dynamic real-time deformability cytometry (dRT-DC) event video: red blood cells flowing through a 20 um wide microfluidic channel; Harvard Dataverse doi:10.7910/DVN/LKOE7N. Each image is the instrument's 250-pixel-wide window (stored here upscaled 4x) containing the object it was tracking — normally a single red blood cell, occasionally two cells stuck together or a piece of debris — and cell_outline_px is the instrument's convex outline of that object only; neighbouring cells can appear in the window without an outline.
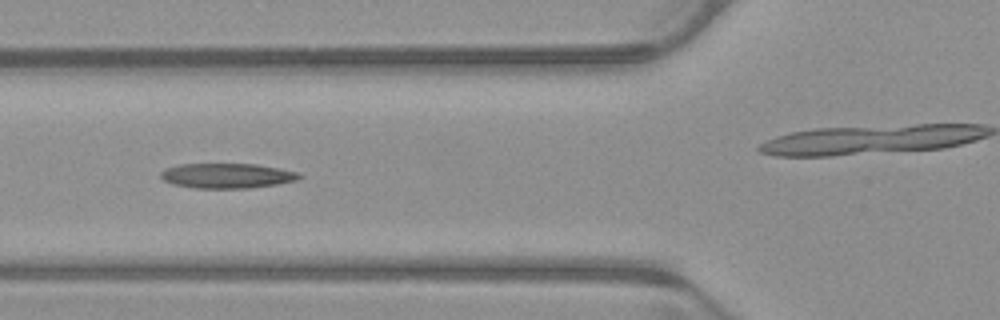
{"species": "common noctule bat (a hibernating species)", "species_latin": "Nyctalus noctula", "temperature_condition": "warm", "stored_images_in_passage": 40, "camera_frame_rate_fps": 3000, "um_per_image_px": 0.085, "animal": {"sex": "male", "body_mass_g": 23.1, "forearm_length_mm": 52.7}, "frame": {"image": 1, "passage_image": 6, "time_ms": 1.667, "image_size_px": [1000, 320], "cell_outline_px": [[304, 176], [296, 180], [276, 184], [248, 188], [196, 188], [172, 184], [164, 180], [160, 176], [160, 172], [164, 168], [180, 164], [256, 164], [280, 168], [300, 172]], "centroid_in_image_um": [19.3, 14.93], "position_along_channel_um": 106.5, "area_um2": 20.23}}
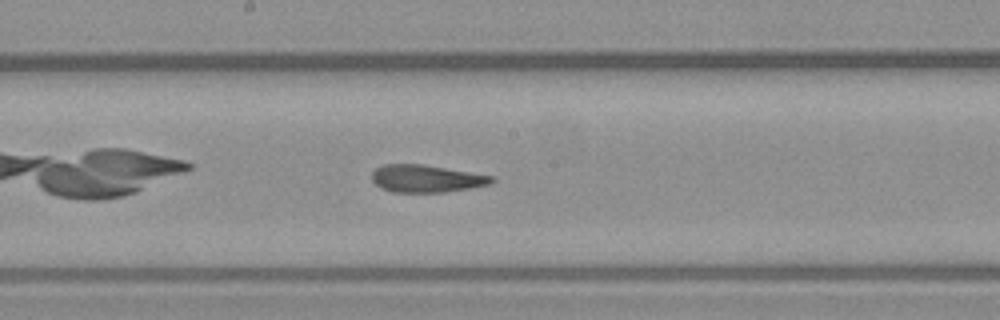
{"frame": {"image": 2, "passage_image": 14, "time_ms": 4.333, "image_size_px": [1000, 320], "cell_outline_px": [[496, 180], [492, 184], [472, 188], [444, 192], [392, 192], [380, 188], [372, 180], [372, 172], [376, 168], [384, 164], [420, 164], [496, 176]], "centroid_in_image_um": [36.27, 15.18], "position_along_channel_um": 211.9, "area_um2": 19.31}}
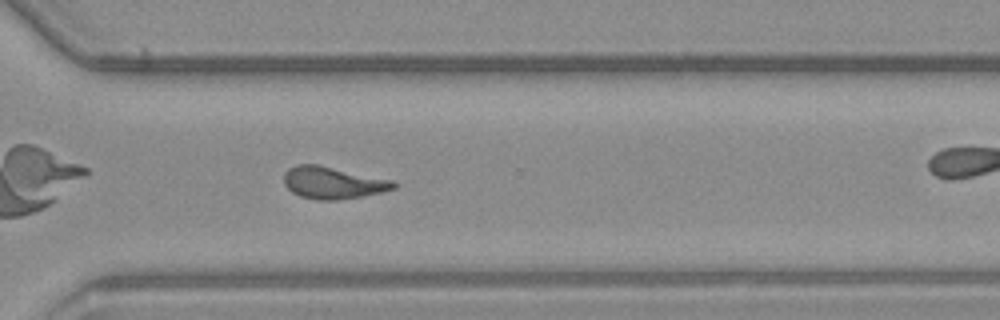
{"frame": {"image": 3, "passage_image": 24, "time_ms": 7.667, "image_size_px": [1000, 320], "cell_outline_px": [[396, 188], [384, 192], [340, 200], [316, 200], [300, 196], [292, 192], [284, 184], [284, 172], [288, 168], [296, 164], [316, 164], [392, 180], [396, 184]], "centroid_in_image_um": [28.27, 15.54], "position_along_channel_um": 342.3, "area_um2": 20.52}, "authors_computed_cell_mechanics": {"area_um2": 19.7098, "velocity_mm_per_s": 3.9347, "shape_relaxation_time_tau1_ms": null, "shape_relaxation_time_tau2_ms": 2.6132, "deformation_change_tau1": null, "deformation_change_tau2": 0.1163}}